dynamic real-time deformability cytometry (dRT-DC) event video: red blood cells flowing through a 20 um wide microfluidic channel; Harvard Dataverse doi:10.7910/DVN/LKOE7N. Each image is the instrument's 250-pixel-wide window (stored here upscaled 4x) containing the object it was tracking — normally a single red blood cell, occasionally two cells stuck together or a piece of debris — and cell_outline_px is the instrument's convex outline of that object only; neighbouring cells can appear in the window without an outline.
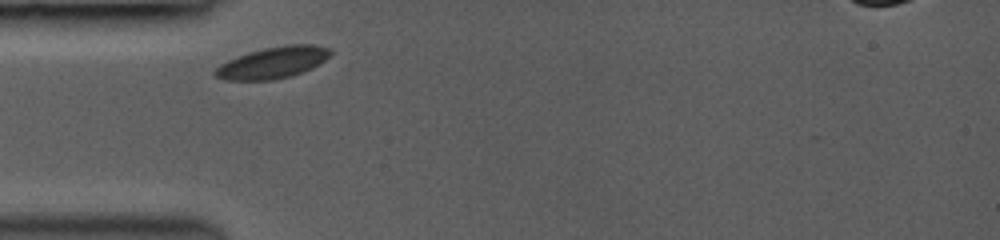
{"species": "common noctule bat (a hibernating species)", "species_latin": "Nyctalus noctula", "temperature_condition": "room temperature", "stored_images_in_passage": 2, "camera_frame_rate_fps": 3000, "um_per_image_px": 0.085, "animal": {"sex": "female", "body_mass_g": 19.0, "forearm_length_mm": 53.3}, "frame": {"image": 1, "passage_image": 1, "time_ms": 0.0, "image_size_px": [1000, 240], "cell_outline_px": [[332, 52], [324, 60], [312, 68], [292, 76], [272, 80], [224, 80], [216, 76], [212, 72], [220, 64], [236, 56], [248, 52], [264, 48], [288, 44], [312, 44], [332, 48]], "centroid_in_image_um": [23.19, 5.32], "position_along_channel_um": 61.8, "area_um2": 21.27}}
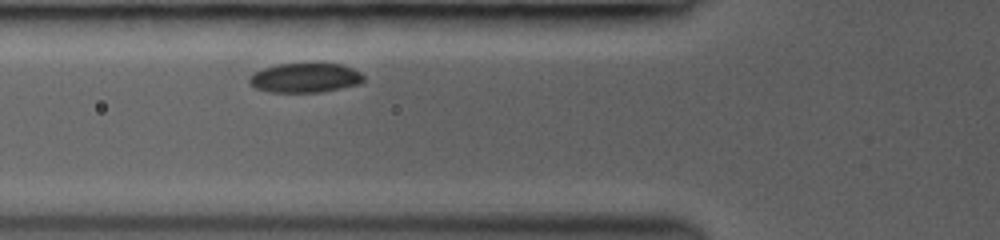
{"frame": {"image": 2, "passage_image": 2, "time_ms": 1.0, "image_size_px": [1000, 240], "cell_outline_px": [[364, 80], [360, 84], [320, 92], [268, 92], [256, 88], [248, 84], [248, 76], [264, 68], [276, 64], [340, 64], [352, 68], [360, 72], [364, 76]], "centroid_in_image_um": [25.91, 6.62], "position_along_channel_um": 99.9, "area_um2": 19.59}}